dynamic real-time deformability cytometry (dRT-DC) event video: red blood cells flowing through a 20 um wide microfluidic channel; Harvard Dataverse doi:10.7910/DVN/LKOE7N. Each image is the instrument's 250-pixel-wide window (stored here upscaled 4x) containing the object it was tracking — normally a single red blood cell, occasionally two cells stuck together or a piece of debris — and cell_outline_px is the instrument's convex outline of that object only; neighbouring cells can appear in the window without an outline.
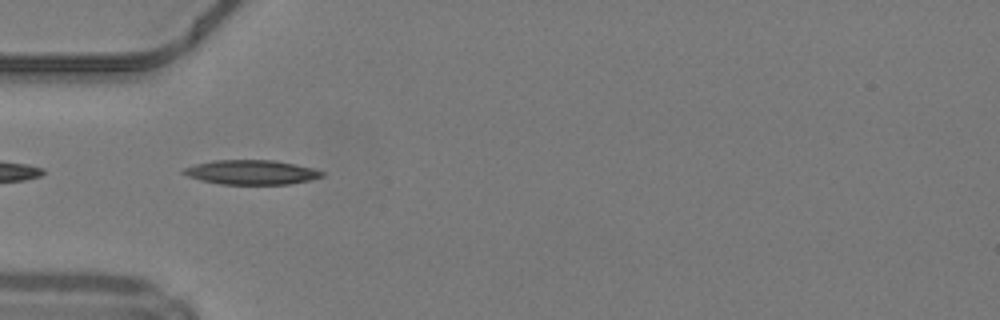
{"species": "common noctule bat (a hibernating species)", "species_latin": "Nyctalus noctula", "temperature_condition": "warm", "stored_images_in_passage": 3, "camera_frame_rate_fps": 3000, "um_per_image_px": 0.085, "animal": {"sex": "male", "body_mass_g": 19.2, "forearm_length_mm": 51.8}, "frame": {"image": 1, "passage_image": 1, "time_ms": 0.0, "image_size_px": [1000, 320], "cell_outline_px": [[324, 176], [308, 180], [288, 184], [220, 184], [200, 180], [188, 176], [180, 172], [184, 168], [196, 164], [212, 160], [276, 160], [312, 168], [324, 172]], "centroid_in_image_um": [21.34, 14.64], "position_along_channel_um": 63.7, "area_um2": 19.65}}